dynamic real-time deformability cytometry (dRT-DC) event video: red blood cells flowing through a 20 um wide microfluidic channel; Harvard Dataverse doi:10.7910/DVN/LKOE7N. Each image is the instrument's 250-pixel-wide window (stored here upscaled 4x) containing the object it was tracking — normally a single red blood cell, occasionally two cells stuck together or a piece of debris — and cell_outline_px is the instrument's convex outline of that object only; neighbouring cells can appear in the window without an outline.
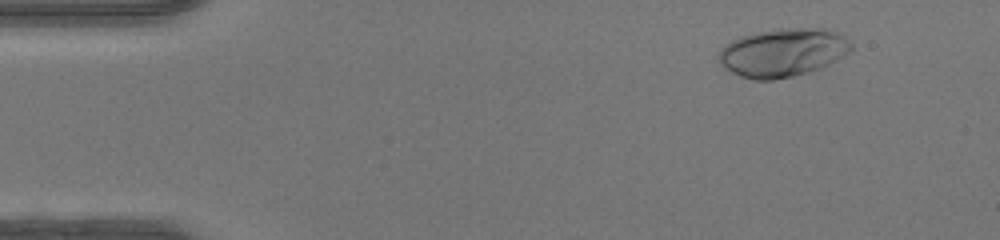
{"species": "human", "species_latin": "Homo sapiens", "temperature_condition": "warm", "stored_images_in_passage": 48, "camera_frame_rate_fps": 3000, "um_per_image_px": 0.085, "donor": {"sex": "female"}, "frame": {"image": 1, "passage_image": 5, "time_ms": 1.333, "image_size_px": [1000, 240], "cell_outline_px": [[852, 48], [844, 56], [828, 64], [808, 72], [792, 76], [772, 80], [752, 80], [740, 76], [724, 68], [716, 60], [720, 48], [724, 44], [732, 40], [756, 32], [780, 28], [828, 28], [852, 44]], "centroid_in_image_um": [66.47, 4.47], "position_along_channel_um": 18.5, "area_um2": 37.22}}
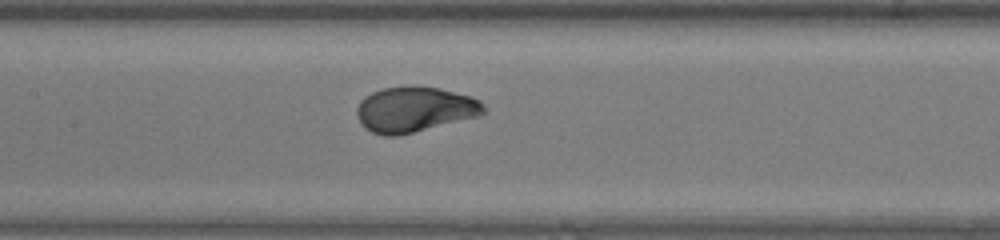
{"frame": {"image": 2, "passage_image": 23, "time_ms": 7.333, "image_size_px": [1000, 240], "cell_outline_px": [[484, 112], [480, 116], [396, 136], [384, 136], [372, 132], [364, 128], [356, 116], [356, 108], [360, 100], [364, 96], [372, 92], [384, 88], [412, 84], [416, 84], [440, 88], [472, 96], [480, 100], [484, 104]], "centroid_in_image_um": [35.23, 9.27], "position_along_channel_um": 172.2, "area_um2": 34.04}}
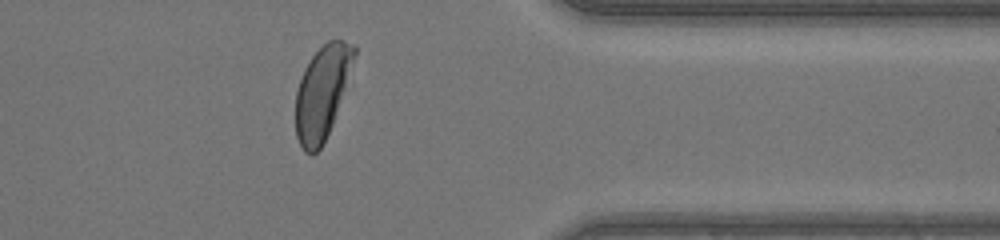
{"frame": {"image": 3, "passage_image": 39, "time_ms": 12.667, "image_size_px": [1000, 240], "cell_outline_px": [[356, 52], [332, 124], [320, 148], [312, 156], [304, 152], [296, 136], [296, 92], [304, 68], [312, 56], [328, 40], [344, 40], [356, 44]], "centroid_in_image_um": [27.36, 7.85], "position_along_channel_um": 384.0, "area_um2": 31.04}, "authors_computed_cell_mechanics": {"area_um2": 33.4662, "velocity_mm_per_s": 4.2394, "shape_relaxation_time_tau1_ms": 2.1642, "shape_relaxation_time_tau2_ms": null, "deformation_change_tau1": 0.1736, "deformation_change_tau2": null}}